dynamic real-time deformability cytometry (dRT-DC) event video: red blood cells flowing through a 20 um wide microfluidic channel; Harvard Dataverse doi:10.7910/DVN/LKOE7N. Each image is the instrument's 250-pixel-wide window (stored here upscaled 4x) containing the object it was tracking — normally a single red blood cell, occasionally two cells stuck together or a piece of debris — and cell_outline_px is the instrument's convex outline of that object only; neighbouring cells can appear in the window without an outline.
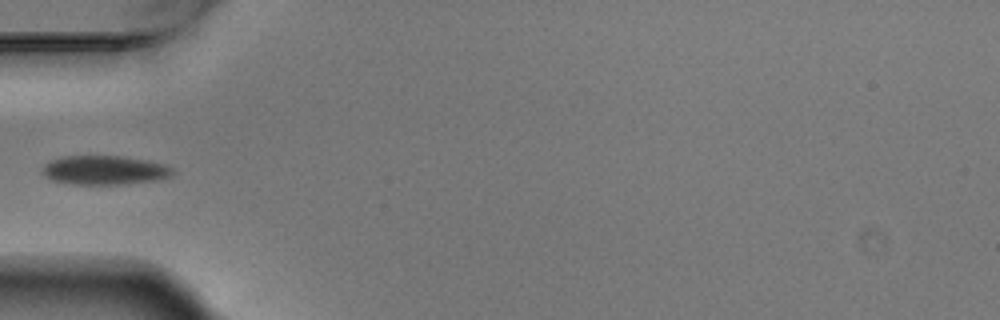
{"species": "Egyptian fruit bat (a non-hibernating species)", "species_latin": "Rousettus aegyptiacus", "temperature_condition": "warm", "stored_images_in_passage": 3, "camera_frame_rate_fps": 3000, "um_per_image_px": 0.085, "animal": {"sex": "male"}, "frame": {"image": 1, "passage_image": 3, "time_ms": 0.667, "image_size_px": [1000, 320], "cell_outline_px": [[176, 172], [172, 176], [160, 180], [120, 184], [72, 184], [52, 180], [44, 176], [44, 164], [52, 160], [64, 156], [120, 156], [148, 160], [164, 164], [172, 168]], "centroid_in_image_um": [8.94, 14.46], "position_along_channel_um": 76.1, "area_um2": 22.08}}